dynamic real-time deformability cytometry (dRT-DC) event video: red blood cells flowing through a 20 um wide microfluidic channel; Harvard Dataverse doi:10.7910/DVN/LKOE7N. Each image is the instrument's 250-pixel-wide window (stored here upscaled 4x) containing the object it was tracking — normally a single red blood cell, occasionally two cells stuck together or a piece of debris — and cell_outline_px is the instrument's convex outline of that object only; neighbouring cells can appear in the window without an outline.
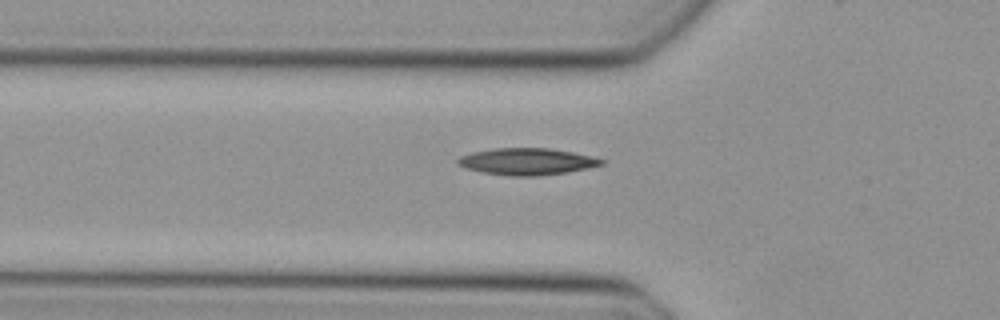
{"species": "Egyptian fruit bat (a non-hibernating species)", "species_latin": "Rousettus aegyptiacus", "temperature_condition": "cold", "stored_images_in_passage": 24, "camera_frame_rate_fps": 3000, "um_per_image_px": 0.085, "animal": {"sex": "female"}, "frame": {"image": 1, "passage_image": 2, "time_ms": 0.333, "image_size_px": [1000, 320], "cell_outline_px": [[604, 164], [564, 172], [536, 176], [508, 176], [484, 172], [464, 168], [456, 164], [456, 160], [460, 156], [472, 152], [492, 148], [548, 148], [572, 152], [592, 156], [604, 160]], "centroid_in_image_um": [44.72, 13.72], "position_along_channel_um": 81.1, "area_um2": 22.25}}
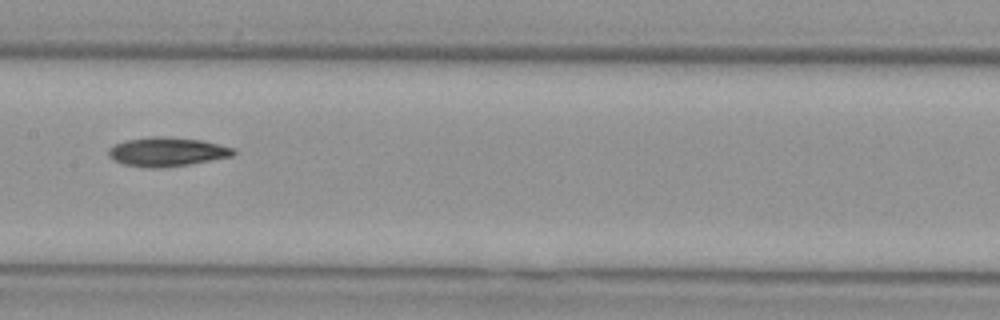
{"frame": {"image": 2, "passage_image": 10, "time_ms": 3.0, "image_size_px": [1000, 320], "cell_outline_px": [[236, 152], [232, 156], [188, 164], [160, 168], [148, 168], [124, 164], [108, 156], [108, 148], [116, 144], [128, 140], [148, 136], [164, 136], [200, 140], [236, 148]], "centroid_in_image_um": [14.19, 12.9], "position_along_channel_um": 193.2, "area_um2": 20.98}}
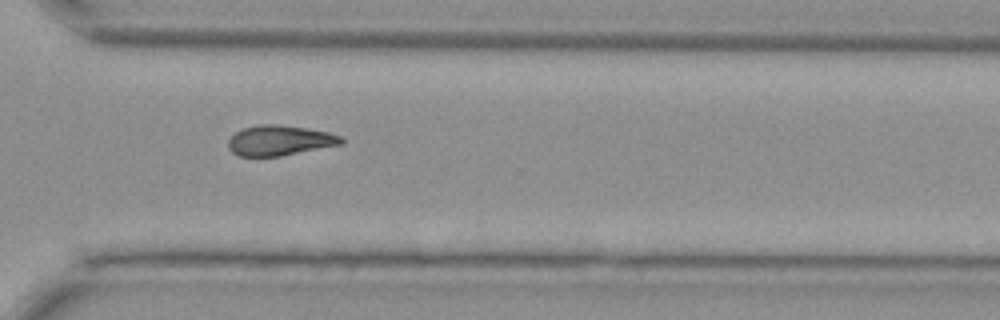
{"frame": {"image": 3, "passage_image": 21, "time_ms": 6.667, "image_size_px": [1000, 320], "cell_outline_px": [[344, 144], [280, 156], [240, 156], [232, 152], [228, 148], [228, 140], [236, 132], [244, 128], [256, 124], [276, 124], [304, 128], [328, 132], [340, 136], [344, 140]], "centroid_in_image_um": [23.77, 11.94], "position_along_channel_um": 346.8, "area_um2": 19.83}}